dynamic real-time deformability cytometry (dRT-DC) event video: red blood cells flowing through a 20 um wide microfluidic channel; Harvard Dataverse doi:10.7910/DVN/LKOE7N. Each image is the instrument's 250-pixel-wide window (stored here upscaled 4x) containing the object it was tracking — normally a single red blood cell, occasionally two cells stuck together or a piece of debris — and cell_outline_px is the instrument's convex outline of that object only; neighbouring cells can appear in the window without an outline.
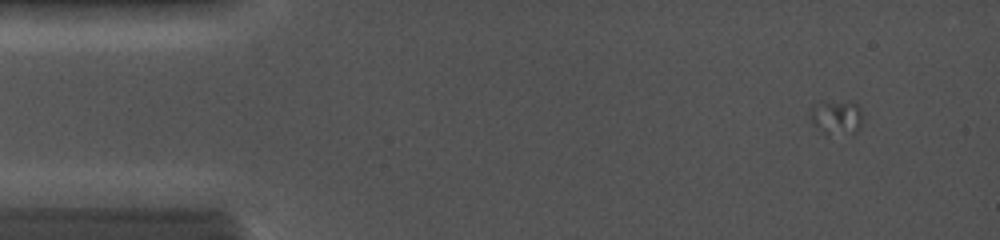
{"species": "common noctule bat (a hibernating species)", "species_latin": "Nyctalus noctula", "temperature_condition": "cold", "stored_images_in_passage": 8, "camera_frame_rate_fps": 5000, "um_per_image_px": 0.085, "animal": {"sex": "female", "body_mass_g": 19.0, "forearm_length_mm": 56.7}, "frame": {"image": 1, "passage_image": 5, "time_ms": 1.6, "image_size_px": [1000, 240], "cell_outline_px": [[860, 124], [856, 132], [824, 136], [808, 116], [808, 108], [824, 100], [852, 100], [860, 104]], "centroid_in_image_um": [71.04, 9.92], "position_along_channel_um": 14.0, "area_um2": 11.1}}